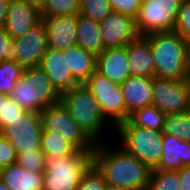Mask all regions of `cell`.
Here are the masks:
<instances>
[{"instance_id":"obj_1","label":"cell","mask_w":190,"mask_h":190,"mask_svg":"<svg viewBox=\"0 0 190 190\" xmlns=\"http://www.w3.org/2000/svg\"><path fill=\"white\" fill-rule=\"evenodd\" d=\"M109 144L96 143L92 152V164L106 183L127 190H147L151 169L120 146Z\"/></svg>"},{"instance_id":"obj_2","label":"cell","mask_w":190,"mask_h":190,"mask_svg":"<svg viewBox=\"0 0 190 190\" xmlns=\"http://www.w3.org/2000/svg\"><path fill=\"white\" fill-rule=\"evenodd\" d=\"M150 44L155 77L185 80L190 70L188 42L175 32L144 36Z\"/></svg>"},{"instance_id":"obj_3","label":"cell","mask_w":190,"mask_h":190,"mask_svg":"<svg viewBox=\"0 0 190 190\" xmlns=\"http://www.w3.org/2000/svg\"><path fill=\"white\" fill-rule=\"evenodd\" d=\"M60 102L82 131L96 144L104 142L100 137L108 121L102 115L99 103L84 84H78L61 94ZM106 125V127H105ZM102 139V140H100Z\"/></svg>"},{"instance_id":"obj_4","label":"cell","mask_w":190,"mask_h":190,"mask_svg":"<svg viewBox=\"0 0 190 190\" xmlns=\"http://www.w3.org/2000/svg\"><path fill=\"white\" fill-rule=\"evenodd\" d=\"M25 111L42 112L60 102L61 94L52 85L47 74L39 67L24 68L22 78L9 94Z\"/></svg>"},{"instance_id":"obj_5","label":"cell","mask_w":190,"mask_h":190,"mask_svg":"<svg viewBox=\"0 0 190 190\" xmlns=\"http://www.w3.org/2000/svg\"><path fill=\"white\" fill-rule=\"evenodd\" d=\"M92 165V152L46 157L43 190H76L83 174Z\"/></svg>"},{"instance_id":"obj_6","label":"cell","mask_w":190,"mask_h":190,"mask_svg":"<svg viewBox=\"0 0 190 190\" xmlns=\"http://www.w3.org/2000/svg\"><path fill=\"white\" fill-rule=\"evenodd\" d=\"M117 130V131H116ZM120 138V147L137 157L151 170L154 169L163 154L162 131L150 130L133 125L126 120L115 127Z\"/></svg>"},{"instance_id":"obj_7","label":"cell","mask_w":190,"mask_h":190,"mask_svg":"<svg viewBox=\"0 0 190 190\" xmlns=\"http://www.w3.org/2000/svg\"><path fill=\"white\" fill-rule=\"evenodd\" d=\"M99 103L102 115L113 126L128 120L122 88L96 71L83 83ZM109 119V120H108Z\"/></svg>"},{"instance_id":"obj_8","label":"cell","mask_w":190,"mask_h":190,"mask_svg":"<svg viewBox=\"0 0 190 190\" xmlns=\"http://www.w3.org/2000/svg\"><path fill=\"white\" fill-rule=\"evenodd\" d=\"M180 7L177 0H143L135 18L140 36L172 32Z\"/></svg>"},{"instance_id":"obj_9","label":"cell","mask_w":190,"mask_h":190,"mask_svg":"<svg viewBox=\"0 0 190 190\" xmlns=\"http://www.w3.org/2000/svg\"><path fill=\"white\" fill-rule=\"evenodd\" d=\"M41 118L44 130L60 134L80 151L93 152L95 143L72 119L61 102L43 110Z\"/></svg>"},{"instance_id":"obj_10","label":"cell","mask_w":190,"mask_h":190,"mask_svg":"<svg viewBox=\"0 0 190 190\" xmlns=\"http://www.w3.org/2000/svg\"><path fill=\"white\" fill-rule=\"evenodd\" d=\"M43 132L40 112L25 111L19 118L6 125L0 134L15 148L17 154L41 150Z\"/></svg>"},{"instance_id":"obj_11","label":"cell","mask_w":190,"mask_h":190,"mask_svg":"<svg viewBox=\"0 0 190 190\" xmlns=\"http://www.w3.org/2000/svg\"><path fill=\"white\" fill-rule=\"evenodd\" d=\"M164 114L187 111L188 91L185 80L153 77V104Z\"/></svg>"},{"instance_id":"obj_12","label":"cell","mask_w":190,"mask_h":190,"mask_svg":"<svg viewBox=\"0 0 190 190\" xmlns=\"http://www.w3.org/2000/svg\"><path fill=\"white\" fill-rule=\"evenodd\" d=\"M99 27L104 49L126 46L140 36L135 18L118 11H111L99 22Z\"/></svg>"},{"instance_id":"obj_13","label":"cell","mask_w":190,"mask_h":190,"mask_svg":"<svg viewBox=\"0 0 190 190\" xmlns=\"http://www.w3.org/2000/svg\"><path fill=\"white\" fill-rule=\"evenodd\" d=\"M17 62L24 68L39 66L48 48L47 30L43 21L32 27L21 37L14 39Z\"/></svg>"},{"instance_id":"obj_14","label":"cell","mask_w":190,"mask_h":190,"mask_svg":"<svg viewBox=\"0 0 190 190\" xmlns=\"http://www.w3.org/2000/svg\"><path fill=\"white\" fill-rule=\"evenodd\" d=\"M42 21L41 12L26 0H10L4 29L17 39Z\"/></svg>"},{"instance_id":"obj_15","label":"cell","mask_w":190,"mask_h":190,"mask_svg":"<svg viewBox=\"0 0 190 190\" xmlns=\"http://www.w3.org/2000/svg\"><path fill=\"white\" fill-rule=\"evenodd\" d=\"M39 67L47 74L52 85L62 94L80 84L71 74L62 50L48 47Z\"/></svg>"},{"instance_id":"obj_16","label":"cell","mask_w":190,"mask_h":190,"mask_svg":"<svg viewBox=\"0 0 190 190\" xmlns=\"http://www.w3.org/2000/svg\"><path fill=\"white\" fill-rule=\"evenodd\" d=\"M96 72L112 82L122 84L130 77L126 46L104 49L96 56Z\"/></svg>"},{"instance_id":"obj_17","label":"cell","mask_w":190,"mask_h":190,"mask_svg":"<svg viewBox=\"0 0 190 190\" xmlns=\"http://www.w3.org/2000/svg\"><path fill=\"white\" fill-rule=\"evenodd\" d=\"M47 30L48 47L64 50L76 44L77 16L42 18Z\"/></svg>"},{"instance_id":"obj_18","label":"cell","mask_w":190,"mask_h":190,"mask_svg":"<svg viewBox=\"0 0 190 190\" xmlns=\"http://www.w3.org/2000/svg\"><path fill=\"white\" fill-rule=\"evenodd\" d=\"M120 86L129 115L153 104V78L130 76Z\"/></svg>"},{"instance_id":"obj_19","label":"cell","mask_w":190,"mask_h":190,"mask_svg":"<svg viewBox=\"0 0 190 190\" xmlns=\"http://www.w3.org/2000/svg\"><path fill=\"white\" fill-rule=\"evenodd\" d=\"M130 76L155 77V63L149 41L139 36L126 45Z\"/></svg>"},{"instance_id":"obj_20","label":"cell","mask_w":190,"mask_h":190,"mask_svg":"<svg viewBox=\"0 0 190 190\" xmlns=\"http://www.w3.org/2000/svg\"><path fill=\"white\" fill-rule=\"evenodd\" d=\"M162 150L161 159L154 169L176 171L190 165V142L163 134Z\"/></svg>"},{"instance_id":"obj_21","label":"cell","mask_w":190,"mask_h":190,"mask_svg":"<svg viewBox=\"0 0 190 190\" xmlns=\"http://www.w3.org/2000/svg\"><path fill=\"white\" fill-rule=\"evenodd\" d=\"M0 179L11 190H43V172L28 171L18 165L12 164L2 168Z\"/></svg>"},{"instance_id":"obj_22","label":"cell","mask_w":190,"mask_h":190,"mask_svg":"<svg viewBox=\"0 0 190 190\" xmlns=\"http://www.w3.org/2000/svg\"><path fill=\"white\" fill-rule=\"evenodd\" d=\"M72 76L83 84L96 71V56L77 44L62 50Z\"/></svg>"},{"instance_id":"obj_23","label":"cell","mask_w":190,"mask_h":190,"mask_svg":"<svg viewBox=\"0 0 190 190\" xmlns=\"http://www.w3.org/2000/svg\"><path fill=\"white\" fill-rule=\"evenodd\" d=\"M76 44L84 50L98 56L103 50L99 22L77 15Z\"/></svg>"},{"instance_id":"obj_24","label":"cell","mask_w":190,"mask_h":190,"mask_svg":"<svg viewBox=\"0 0 190 190\" xmlns=\"http://www.w3.org/2000/svg\"><path fill=\"white\" fill-rule=\"evenodd\" d=\"M166 114L151 105L134 111L128 120L135 126L162 131Z\"/></svg>"},{"instance_id":"obj_25","label":"cell","mask_w":190,"mask_h":190,"mask_svg":"<svg viewBox=\"0 0 190 190\" xmlns=\"http://www.w3.org/2000/svg\"><path fill=\"white\" fill-rule=\"evenodd\" d=\"M41 151L46 157H48L56 154H75L78 149L60 134L43 129L41 137Z\"/></svg>"},{"instance_id":"obj_26","label":"cell","mask_w":190,"mask_h":190,"mask_svg":"<svg viewBox=\"0 0 190 190\" xmlns=\"http://www.w3.org/2000/svg\"><path fill=\"white\" fill-rule=\"evenodd\" d=\"M162 133L190 142V113L166 114Z\"/></svg>"},{"instance_id":"obj_27","label":"cell","mask_w":190,"mask_h":190,"mask_svg":"<svg viewBox=\"0 0 190 190\" xmlns=\"http://www.w3.org/2000/svg\"><path fill=\"white\" fill-rule=\"evenodd\" d=\"M24 67L17 61L0 62V93L8 95L15 87V83L22 78Z\"/></svg>"},{"instance_id":"obj_28","label":"cell","mask_w":190,"mask_h":190,"mask_svg":"<svg viewBox=\"0 0 190 190\" xmlns=\"http://www.w3.org/2000/svg\"><path fill=\"white\" fill-rule=\"evenodd\" d=\"M177 171L152 169L147 190H179Z\"/></svg>"},{"instance_id":"obj_29","label":"cell","mask_w":190,"mask_h":190,"mask_svg":"<svg viewBox=\"0 0 190 190\" xmlns=\"http://www.w3.org/2000/svg\"><path fill=\"white\" fill-rule=\"evenodd\" d=\"M80 0H48L41 11L42 18H50L61 15L77 16L79 14Z\"/></svg>"},{"instance_id":"obj_30","label":"cell","mask_w":190,"mask_h":190,"mask_svg":"<svg viewBox=\"0 0 190 190\" xmlns=\"http://www.w3.org/2000/svg\"><path fill=\"white\" fill-rule=\"evenodd\" d=\"M109 0H80L79 14L94 21H102L111 12Z\"/></svg>"},{"instance_id":"obj_31","label":"cell","mask_w":190,"mask_h":190,"mask_svg":"<svg viewBox=\"0 0 190 190\" xmlns=\"http://www.w3.org/2000/svg\"><path fill=\"white\" fill-rule=\"evenodd\" d=\"M16 163L28 171L44 172L46 156L41 150H32L23 154H17Z\"/></svg>"},{"instance_id":"obj_32","label":"cell","mask_w":190,"mask_h":190,"mask_svg":"<svg viewBox=\"0 0 190 190\" xmlns=\"http://www.w3.org/2000/svg\"><path fill=\"white\" fill-rule=\"evenodd\" d=\"M107 186L103 175L92 164L83 174L82 180L76 190H105Z\"/></svg>"},{"instance_id":"obj_33","label":"cell","mask_w":190,"mask_h":190,"mask_svg":"<svg viewBox=\"0 0 190 190\" xmlns=\"http://www.w3.org/2000/svg\"><path fill=\"white\" fill-rule=\"evenodd\" d=\"M173 32L190 41V0L180 4Z\"/></svg>"},{"instance_id":"obj_34","label":"cell","mask_w":190,"mask_h":190,"mask_svg":"<svg viewBox=\"0 0 190 190\" xmlns=\"http://www.w3.org/2000/svg\"><path fill=\"white\" fill-rule=\"evenodd\" d=\"M24 112L25 110L7 95V102H3L2 116H0V131Z\"/></svg>"},{"instance_id":"obj_35","label":"cell","mask_w":190,"mask_h":190,"mask_svg":"<svg viewBox=\"0 0 190 190\" xmlns=\"http://www.w3.org/2000/svg\"><path fill=\"white\" fill-rule=\"evenodd\" d=\"M17 61V49L12 39L4 28H0V62Z\"/></svg>"},{"instance_id":"obj_36","label":"cell","mask_w":190,"mask_h":190,"mask_svg":"<svg viewBox=\"0 0 190 190\" xmlns=\"http://www.w3.org/2000/svg\"><path fill=\"white\" fill-rule=\"evenodd\" d=\"M143 0H109L112 11L136 18Z\"/></svg>"},{"instance_id":"obj_37","label":"cell","mask_w":190,"mask_h":190,"mask_svg":"<svg viewBox=\"0 0 190 190\" xmlns=\"http://www.w3.org/2000/svg\"><path fill=\"white\" fill-rule=\"evenodd\" d=\"M17 162V153L13 145L0 134V168Z\"/></svg>"},{"instance_id":"obj_38","label":"cell","mask_w":190,"mask_h":190,"mask_svg":"<svg viewBox=\"0 0 190 190\" xmlns=\"http://www.w3.org/2000/svg\"><path fill=\"white\" fill-rule=\"evenodd\" d=\"M177 171V175L179 178V190H190V165L183 166Z\"/></svg>"},{"instance_id":"obj_39","label":"cell","mask_w":190,"mask_h":190,"mask_svg":"<svg viewBox=\"0 0 190 190\" xmlns=\"http://www.w3.org/2000/svg\"><path fill=\"white\" fill-rule=\"evenodd\" d=\"M9 2L10 0H0V28L5 25Z\"/></svg>"},{"instance_id":"obj_40","label":"cell","mask_w":190,"mask_h":190,"mask_svg":"<svg viewBox=\"0 0 190 190\" xmlns=\"http://www.w3.org/2000/svg\"><path fill=\"white\" fill-rule=\"evenodd\" d=\"M26 1L41 12L45 8L48 0H26Z\"/></svg>"},{"instance_id":"obj_41","label":"cell","mask_w":190,"mask_h":190,"mask_svg":"<svg viewBox=\"0 0 190 190\" xmlns=\"http://www.w3.org/2000/svg\"><path fill=\"white\" fill-rule=\"evenodd\" d=\"M185 82H186L187 91H188L187 112L190 113V70L188 71V74H187V76L185 77Z\"/></svg>"},{"instance_id":"obj_42","label":"cell","mask_w":190,"mask_h":190,"mask_svg":"<svg viewBox=\"0 0 190 190\" xmlns=\"http://www.w3.org/2000/svg\"><path fill=\"white\" fill-rule=\"evenodd\" d=\"M3 102H7V95L0 93V116H2Z\"/></svg>"},{"instance_id":"obj_43","label":"cell","mask_w":190,"mask_h":190,"mask_svg":"<svg viewBox=\"0 0 190 190\" xmlns=\"http://www.w3.org/2000/svg\"><path fill=\"white\" fill-rule=\"evenodd\" d=\"M105 190H127V189L119 188V187H115V186H111L107 184V186L105 187Z\"/></svg>"},{"instance_id":"obj_44","label":"cell","mask_w":190,"mask_h":190,"mask_svg":"<svg viewBox=\"0 0 190 190\" xmlns=\"http://www.w3.org/2000/svg\"><path fill=\"white\" fill-rule=\"evenodd\" d=\"M0 190H11V189H9V188L2 182V180L0 179Z\"/></svg>"},{"instance_id":"obj_45","label":"cell","mask_w":190,"mask_h":190,"mask_svg":"<svg viewBox=\"0 0 190 190\" xmlns=\"http://www.w3.org/2000/svg\"><path fill=\"white\" fill-rule=\"evenodd\" d=\"M189 63H190V41L188 42Z\"/></svg>"},{"instance_id":"obj_46","label":"cell","mask_w":190,"mask_h":190,"mask_svg":"<svg viewBox=\"0 0 190 190\" xmlns=\"http://www.w3.org/2000/svg\"><path fill=\"white\" fill-rule=\"evenodd\" d=\"M180 4L189 0H177Z\"/></svg>"}]
</instances>
